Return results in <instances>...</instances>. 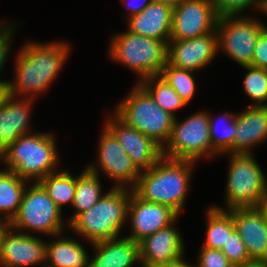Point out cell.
<instances>
[{
  "mask_svg": "<svg viewBox=\"0 0 267 267\" xmlns=\"http://www.w3.org/2000/svg\"><path fill=\"white\" fill-rule=\"evenodd\" d=\"M71 47L66 42L27 41L15 58L11 96L34 99L48 90L65 66Z\"/></svg>",
  "mask_w": 267,
  "mask_h": 267,
  "instance_id": "6da1fadb",
  "label": "cell"
},
{
  "mask_svg": "<svg viewBox=\"0 0 267 267\" xmlns=\"http://www.w3.org/2000/svg\"><path fill=\"white\" fill-rule=\"evenodd\" d=\"M196 163L162 156L151 168L140 172L132 190L142 200L167 205L181 215Z\"/></svg>",
  "mask_w": 267,
  "mask_h": 267,
  "instance_id": "7a4b0ae2",
  "label": "cell"
},
{
  "mask_svg": "<svg viewBox=\"0 0 267 267\" xmlns=\"http://www.w3.org/2000/svg\"><path fill=\"white\" fill-rule=\"evenodd\" d=\"M49 132H31L20 136L0 153L5 169L14 171L19 177L38 182L45 176L58 172L60 160L56 139Z\"/></svg>",
  "mask_w": 267,
  "mask_h": 267,
  "instance_id": "3957f363",
  "label": "cell"
},
{
  "mask_svg": "<svg viewBox=\"0 0 267 267\" xmlns=\"http://www.w3.org/2000/svg\"><path fill=\"white\" fill-rule=\"evenodd\" d=\"M131 189L110 188L89 210L78 214L68 230L89 243L119 238L120 231L128 220Z\"/></svg>",
  "mask_w": 267,
  "mask_h": 267,
  "instance_id": "277c9868",
  "label": "cell"
},
{
  "mask_svg": "<svg viewBox=\"0 0 267 267\" xmlns=\"http://www.w3.org/2000/svg\"><path fill=\"white\" fill-rule=\"evenodd\" d=\"M109 57L139 76L136 83L160 75L167 64L168 44L129 31L110 37Z\"/></svg>",
  "mask_w": 267,
  "mask_h": 267,
  "instance_id": "5b68a950",
  "label": "cell"
},
{
  "mask_svg": "<svg viewBox=\"0 0 267 267\" xmlns=\"http://www.w3.org/2000/svg\"><path fill=\"white\" fill-rule=\"evenodd\" d=\"M114 113L127 125L152 138L162 148L168 142L175 116L163 110L149 92L136 83Z\"/></svg>",
  "mask_w": 267,
  "mask_h": 267,
  "instance_id": "8992f818",
  "label": "cell"
},
{
  "mask_svg": "<svg viewBox=\"0 0 267 267\" xmlns=\"http://www.w3.org/2000/svg\"><path fill=\"white\" fill-rule=\"evenodd\" d=\"M225 208L257 207L267 195V179L253 153H230Z\"/></svg>",
  "mask_w": 267,
  "mask_h": 267,
  "instance_id": "52a82bcc",
  "label": "cell"
},
{
  "mask_svg": "<svg viewBox=\"0 0 267 267\" xmlns=\"http://www.w3.org/2000/svg\"><path fill=\"white\" fill-rule=\"evenodd\" d=\"M31 183L24 190L19 210L9 223L10 227L26 234L37 232L52 238L60 235L65 225L69 227V223L63 221L62 210L38 182Z\"/></svg>",
  "mask_w": 267,
  "mask_h": 267,
  "instance_id": "ba28073f",
  "label": "cell"
},
{
  "mask_svg": "<svg viewBox=\"0 0 267 267\" xmlns=\"http://www.w3.org/2000/svg\"><path fill=\"white\" fill-rule=\"evenodd\" d=\"M209 114L198 111L184 121L175 117L171 135L162 148L164 157L181 160L199 161L219 155L210 139Z\"/></svg>",
  "mask_w": 267,
  "mask_h": 267,
  "instance_id": "9c48e42d",
  "label": "cell"
},
{
  "mask_svg": "<svg viewBox=\"0 0 267 267\" xmlns=\"http://www.w3.org/2000/svg\"><path fill=\"white\" fill-rule=\"evenodd\" d=\"M267 26L258 17L223 15L217 21L218 47L240 66L252 65L259 34Z\"/></svg>",
  "mask_w": 267,
  "mask_h": 267,
  "instance_id": "30bf717a",
  "label": "cell"
},
{
  "mask_svg": "<svg viewBox=\"0 0 267 267\" xmlns=\"http://www.w3.org/2000/svg\"><path fill=\"white\" fill-rule=\"evenodd\" d=\"M103 126L98 141L97 161L90 163L86 168L98 175L99 172H103L106 177L114 180V188L133 189L140 171L131 162L124 147L114 134L105 125Z\"/></svg>",
  "mask_w": 267,
  "mask_h": 267,
  "instance_id": "8fae6325",
  "label": "cell"
},
{
  "mask_svg": "<svg viewBox=\"0 0 267 267\" xmlns=\"http://www.w3.org/2000/svg\"><path fill=\"white\" fill-rule=\"evenodd\" d=\"M218 14L211 0H185L173 8L170 40H185L216 30Z\"/></svg>",
  "mask_w": 267,
  "mask_h": 267,
  "instance_id": "7c38bea8",
  "label": "cell"
},
{
  "mask_svg": "<svg viewBox=\"0 0 267 267\" xmlns=\"http://www.w3.org/2000/svg\"><path fill=\"white\" fill-rule=\"evenodd\" d=\"M0 265L3 267L46 265V241L32 234L18 232L9 226L1 237Z\"/></svg>",
  "mask_w": 267,
  "mask_h": 267,
  "instance_id": "4fadbf2b",
  "label": "cell"
},
{
  "mask_svg": "<svg viewBox=\"0 0 267 267\" xmlns=\"http://www.w3.org/2000/svg\"><path fill=\"white\" fill-rule=\"evenodd\" d=\"M219 53L217 30L205 35L168 42L167 62L193 72L209 65Z\"/></svg>",
  "mask_w": 267,
  "mask_h": 267,
  "instance_id": "5bb4252c",
  "label": "cell"
},
{
  "mask_svg": "<svg viewBox=\"0 0 267 267\" xmlns=\"http://www.w3.org/2000/svg\"><path fill=\"white\" fill-rule=\"evenodd\" d=\"M104 125L114 134L131 162L141 172L151 168L162 156V147L152 138L127 125L114 112Z\"/></svg>",
  "mask_w": 267,
  "mask_h": 267,
  "instance_id": "9a60e30c",
  "label": "cell"
},
{
  "mask_svg": "<svg viewBox=\"0 0 267 267\" xmlns=\"http://www.w3.org/2000/svg\"><path fill=\"white\" fill-rule=\"evenodd\" d=\"M179 216L167 205L142 200L131 189L128 221L132 231L126 237L140 242L146 236L170 226L179 220Z\"/></svg>",
  "mask_w": 267,
  "mask_h": 267,
  "instance_id": "2e32d148",
  "label": "cell"
},
{
  "mask_svg": "<svg viewBox=\"0 0 267 267\" xmlns=\"http://www.w3.org/2000/svg\"><path fill=\"white\" fill-rule=\"evenodd\" d=\"M229 211L250 260L267 261V224L264 214L258 207L233 208Z\"/></svg>",
  "mask_w": 267,
  "mask_h": 267,
  "instance_id": "e0dca14e",
  "label": "cell"
},
{
  "mask_svg": "<svg viewBox=\"0 0 267 267\" xmlns=\"http://www.w3.org/2000/svg\"><path fill=\"white\" fill-rule=\"evenodd\" d=\"M160 229L146 236L139 242L140 261L142 267H154L172 262L184 255V240L174 225ZM175 226V227H174Z\"/></svg>",
  "mask_w": 267,
  "mask_h": 267,
  "instance_id": "ac0fdd59",
  "label": "cell"
},
{
  "mask_svg": "<svg viewBox=\"0 0 267 267\" xmlns=\"http://www.w3.org/2000/svg\"><path fill=\"white\" fill-rule=\"evenodd\" d=\"M33 103L34 99L11 96L0 107V153L20 136L31 133Z\"/></svg>",
  "mask_w": 267,
  "mask_h": 267,
  "instance_id": "d6986e66",
  "label": "cell"
},
{
  "mask_svg": "<svg viewBox=\"0 0 267 267\" xmlns=\"http://www.w3.org/2000/svg\"><path fill=\"white\" fill-rule=\"evenodd\" d=\"M173 8L152 1L139 14L126 19L127 31L165 41H170Z\"/></svg>",
  "mask_w": 267,
  "mask_h": 267,
  "instance_id": "ffe728a7",
  "label": "cell"
},
{
  "mask_svg": "<svg viewBox=\"0 0 267 267\" xmlns=\"http://www.w3.org/2000/svg\"><path fill=\"white\" fill-rule=\"evenodd\" d=\"M267 140V106H250L236 113L234 153H252ZM252 148V149H251Z\"/></svg>",
  "mask_w": 267,
  "mask_h": 267,
  "instance_id": "44dd1931",
  "label": "cell"
},
{
  "mask_svg": "<svg viewBox=\"0 0 267 267\" xmlns=\"http://www.w3.org/2000/svg\"><path fill=\"white\" fill-rule=\"evenodd\" d=\"M94 250L89 267H133L140 261L139 242L127 237L91 243Z\"/></svg>",
  "mask_w": 267,
  "mask_h": 267,
  "instance_id": "7402d4cb",
  "label": "cell"
},
{
  "mask_svg": "<svg viewBox=\"0 0 267 267\" xmlns=\"http://www.w3.org/2000/svg\"><path fill=\"white\" fill-rule=\"evenodd\" d=\"M60 236V237H59ZM46 241V265L49 267H89L90 257L84 246L73 237L54 236Z\"/></svg>",
  "mask_w": 267,
  "mask_h": 267,
  "instance_id": "603a6c76",
  "label": "cell"
},
{
  "mask_svg": "<svg viewBox=\"0 0 267 267\" xmlns=\"http://www.w3.org/2000/svg\"><path fill=\"white\" fill-rule=\"evenodd\" d=\"M206 211V235L202 247L221 250L235 230L232 213L217 205L210 206Z\"/></svg>",
  "mask_w": 267,
  "mask_h": 267,
  "instance_id": "cb8c5ba5",
  "label": "cell"
},
{
  "mask_svg": "<svg viewBox=\"0 0 267 267\" xmlns=\"http://www.w3.org/2000/svg\"><path fill=\"white\" fill-rule=\"evenodd\" d=\"M29 181L19 177L14 171L0 170V218L9 223L16 216L24 190ZM4 214V217H2ZM2 215V216H1Z\"/></svg>",
  "mask_w": 267,
  "mask_h": 267,
  "instance_id": "d4e9b609",
  "label": "cell"
},
{
  "mask_svg": "<svg viewBox=\"0 0 267 267\" xmlns=\"http://www.w3.org/2000/svg\"><path fill=\"white\" fill-rule=\"evenodd\" d=\"M100 175L84 168L79 175H77V186L75 196L71 208L75 211L66 221L70 223L78 214L89 210L93 207L103 196Z\"/></svg>",
  "mask_w": 267,
  "mask_h": 267,
  "instance_id": "484cf974",
  "label": "cell"
},
{
  "mask_svg": "<svg viewBox=\"0 0 267 267\" xmlns=\"http://www.w3.org/2000/svg\"><path fill=\"white\" fill-rule=\"evenodd\" d=\"M38 183L44 188L50 199L62 210L63 206H72L77 186V176L69 170H61L45 176Z\"/></svg>",
  "mask_w": 267,
  "mask_h": 267,
  "instance_id": "4316f807",
  "label": "cell"
},
{
  "mask_svg": "<svg viewBox=\"0 0 267 267\" xmlns=\"http://www.w3.org/2000/svg\"><path fill=\"white\" fill-rule=\"evenodd\" d=\"M223 113L224 114H221V116L219 115L217 119L208 112L212 148L219 156L220 154L234 153V139L236 135V114L233 112ZM220 122H222V124Z\"/></svg>",
  "mask_w": 267,
  "mask_h": 267,
  "instance_id": "83f0119b",
  "label": "cell"
},
{
  "mask_svg": "<svg viewBox=\"0 0 267 267\" xmlns=\"http://www.w3.org/2000/svg\"><path fill=\"white\" fill-rule=\"evenodd\" d=\"M140 84L149 92L155 102L165 111L176 117V111L186 106V103L160 75L146 78Z\"/></svg>",
  "mask_w": 267,
  "mask_h": 267,
  "instance_id": "f1b7e54d",
  "label": "cell"
},
{
  "mask_svg": "<svg viewBox=\"0 0 267 267\" xmlns=\"http://www.w3.org/2000/svg\"><path fill=\"white\" fill-rule=\"evenodd\" d=\"M187 104L192 101L196 92V83L193 71L176 68L168 62L160 74Z\"/></svg>",
  "mask_w": 267,
  "mask_h": 267,
  "instance_id": "f546056e",
  "label": "cell"
},
{
  "mask_svg": "<svg viewBox=\"0 0 267 267\" xmlns=\"http://www.w3.org/2000/svg\"><path fill=\"white\" fill-rule=\"evenodd\" d=\"M247 71L243 80L244 93L250 97V106H267V70L243 66Z\"/></svg>",
  "mask_w": 267,
  "mask_h": 267,
  "instance_id": "4dcf8cb0",
  "label": "cell"
},
{
  "mask_svg": "<svg viewBox=\"0 0 267 267\" xmlns=\"http://www.w3.org/2000/svg\"><path fill=\"white\" fill-rule=\"evenodd\" d=\"M214 4L218 16L241 15L244 10L254 7L263 13L265 10V0H211Z\"/></svg>",
  "mask_w": 267,
  "mask_h": 267,
  "instance_id": "1f68e13d",
  "label": "cell"
},
{
  "mask_svg": "<svg viewBox=\"0 0 267 267\" xmlns=\"http://www.w3.org/2000/svg\"><path fill=\"white\" fill-rule=\"evenodd\" d=\"M221 251L234 267L243 266L252 262L248 256L245 244L236 229L229 235L228 241L224 244Z\"/></svg>",
  "mask_w": 267,
  "mask_h": 267,
  "instance_id": "d6a6232c",
  "label": "cell"
},
{
  "mask_svg": "<svg viewBox=\"0 0 267 267\" xmlns=\"http://www.w3.org/2000/svg\"><path fill=\"white\" fill-rule=\"evenodd\" d=\"M196 267H234L221 250L201 247Z\"/></svg>",
  "mask_w": 267,
  "mask_h": 267,
  "instance_id": "836d02e7",
  "label": "cell"
},
{
  "mask_svg": "<svg viewBox=\"0 0 267 267\" xmlns=\"http://www.w3.org/2000/svg\"><path fill=\"white\" fill-rule=\"evenodd\" d=\"M15 25L17 26L13 22L11 24L0 23V73L8 61L7 58L10 54L11 43L16 30Z\"/></svg>",
  "mask_w": 267,
  "mask_h": 267,
  "instance_id": "e575fe53",
  "label": "cell"
},
{
  "mask_svg": "<svg viewBox=\"0 0 267 267\" xmlns=\"http://www.w3.org/2000/svg\"><path fill=\"white\" fill-rule=\"evenodd\" d=\"M251 66L267 70V26L259 34Z\"/></svg>",
  "mask_w": 267,
  "mask_h": 267,
  "instance_id": "d590c367",
  "label": "cell"
},
{
  "mask_svg": "<svg viewBox=\"0 0 267 267\" xmlns=\"http://www.w3.org/2000/svg\"><path fill=\"white\" fill-rule=\"evenodd\" d=\"M130 1V3H129ZM152 0H140V2H135V0H123V3L126 4V7L128 9L126 18L139 14L142 10H144Z\"/></svg>",
  "mask_w": 267,
  "mask_h": 267,
  "instance_id": "8d00e7d4",
  "label": "cell"
},
{
  "mask_svg": "<svg viewBox=\"0 0 267 267\" xmlns=\"http://www.w3.org/2000/svg\"><path fill=\"white\" fill-rule=\"evenodd\" d=\"M11 97L10 81L0 79V107Z\"/></svg>",
  "mask_w": 267,
  "mask_h": 267,
  "instance_id": "74e56055",
  "label": "cell"
},
{
  "mask_svg": "<svg viewBox=\"0 0 267 267\" xmlns=\"http://www.w3.org/2000/svg\"><path fill=\"white\" fill-rule=\"evenodd\" d=\"M184 255L177 260H174L172 262H167L163 264L156 265L154 267H196V265L191 264L190 262L188 263L186 260H184Z\"/></svg>",
  "mask_w": 267,
  "mask_h": 267,
  "instance_id": "f35d334b",
  "label": "cell"
},
{
  "mask_svg": "<svg viewBox=\"0 0 267 267\" xmlns=\"http://www.w3.org/2000/svg\"><path fill=\"white\" fill-rule=\"evenodd\" d=\"M152 1L168 5L171 8H175L185 0H152Z\"/></svg>",
  "mask_w": 267,
  "mask_h": 267,
  "instance_id": "ab89813d",
  "label": "cell"
},
{
  "mask_svg": "<svg viewBox=\"0 0 267 267\" xmlns=\"http://www.w3.org/2000/svg\"><path fill=\"white\" fill-rule=\"evenodd\" d=\"M260 211L264 214L265 217V221L267 224V195L265 196V198L258 204L257 206Z\"/></svg>",
  "mask_w": 267,
  "mask_h": 267,
  "instance_id": "60d3db41",
  "label": "cell"
},
{
  "mask_svg": "<svg viewBox=\"0 0 267 267\" xmlns=\"http://www.w3.org/2000/svg\"><path fill=\"white\" fill-rule=\"evenodd\" d=\"M9 226H10L9 222L7 220L0 218V242H1V237L3 233L7 230Z\"/></svg>",
  "mask_w": 267,
  "mask_h": 267,
  "instance_id": "b9f144b4",
  "label": "cell"
},
{
  "mask_svg": "<svg viewBox=\"0 0 267 267\" xmlns=\"http://www.w3.org/2000/svg\"><path fill=\"white\" fill-rule=\"evenodd\" d=\"M238 267H266V261L265 262H251L249 264H245L243 266Z\"/></svg>",
  "mask_w": 267,
  "mask_h": 267,
  "instance_id": "7bdbcfd3",
  "label": "cell"
},
{
  "mask_svg": "<svg viewBox=\"0 0 267 267\" xmlns=\"http://www.w3.org/2000/svg\"><path fill=\"white\" fill-rule=\"evenodd\" d=\"M263 14L267 16V0H265V10H264Z\"/></svg>",
  "mask_w": 267,
  "mask_h": 267,
  "instance_id": "ee69618b",
  "label": "cell"
}]
</instances>
